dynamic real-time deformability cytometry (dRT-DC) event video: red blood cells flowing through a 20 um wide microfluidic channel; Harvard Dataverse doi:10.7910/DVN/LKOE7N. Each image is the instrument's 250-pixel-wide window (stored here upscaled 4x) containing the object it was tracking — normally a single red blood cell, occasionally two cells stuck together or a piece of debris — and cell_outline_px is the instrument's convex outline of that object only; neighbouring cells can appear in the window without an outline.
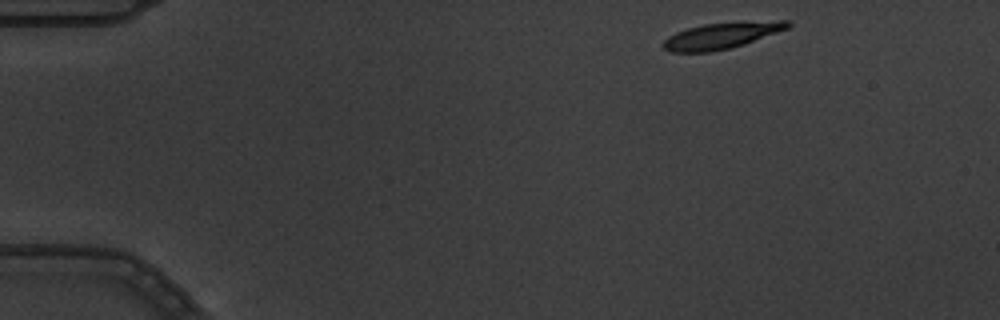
{"species": "common noctule bat (a hibernating species)", "species_latin": "Nyctalus noctula", "temperature_condition": "warm", "stored_images_in_passage": 4, "camera_frame_rate_fps": 3000, "um_per_image_px": 0.085, "animal": {"sex": "male", "body_mass_g": 19.5, "forearm_length_mm": 54.6}, "frame": {"image": 1, "passage_image": 1, "time_ms": 0.0, "image_size_px": [1000, 320], "cell_outline_px": [[792, 24], [788, 28], [744, 44], [728, 48], [708, 52], [672, 52], [664, 48], [664, 40], [668, 36], [676, 32], [688, 28], [704, 24], [776, 20], [792, 20]], "centroid_in_image_um": [61.36, 3.02], "position_along_channel_um": 23.6, "area_um2": 18.73}}
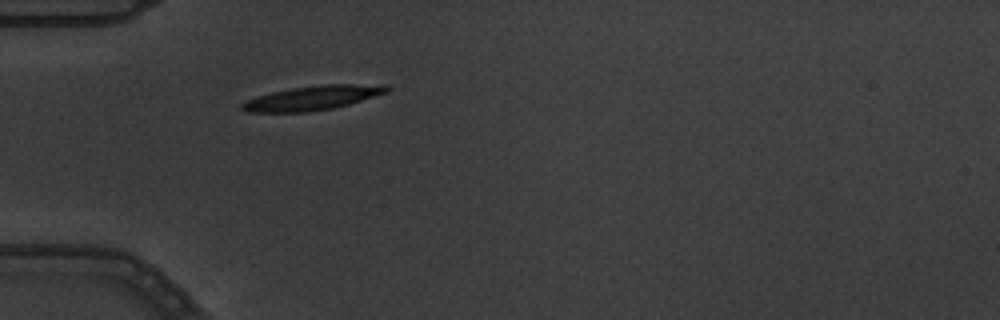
{"frame": {"image": 2, "passage_image": 4, "time_ms": 1.0, "image_size_px": [1000, 320], "cell_outline_px": [[392, 88], [388, 92], [348, 104], [332, 108], [308, 112], [248, 112], [240, 108], [240, 104], [248, 100], [272, 92], [292, 88], [324, 84], [384, 84]], "centroid_in_image_um": [26.62, 8.31], "position_along_channel_um": 58.4, "area_um2": 20.35}}